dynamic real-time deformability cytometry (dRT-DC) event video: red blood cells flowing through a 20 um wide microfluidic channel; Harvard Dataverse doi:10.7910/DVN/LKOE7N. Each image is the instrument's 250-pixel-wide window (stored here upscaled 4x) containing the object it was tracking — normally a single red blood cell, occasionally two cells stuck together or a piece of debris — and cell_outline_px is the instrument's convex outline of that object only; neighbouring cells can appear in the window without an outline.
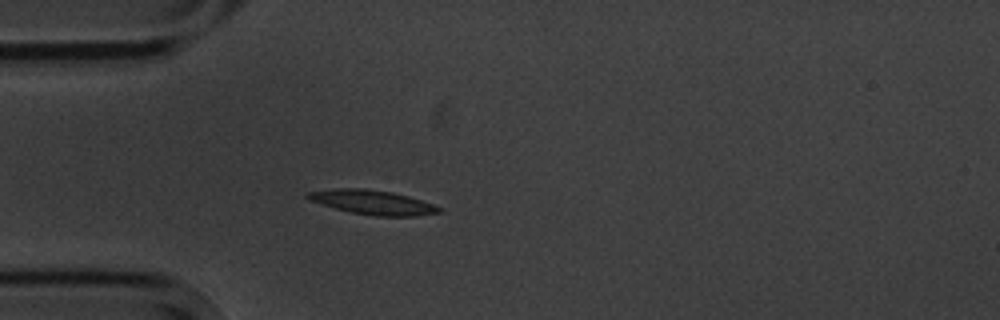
{"species": "common noctule bat (a hibernating species)", "species_latin": "Nyctalus noctula", "temperature_condition": "cold", "stored_images_in_passage": 4, "camera_frame_rate_fps": 3000, "um_per_image_px": 0.085, "animal": {"sex": "male", "body_mass_g": 20.1, "forearm_length_mm": 53.5}, "frame": {"image": 1, "passage_image": 4, "time_ms": 3.667, "image_size_px": [1000, 320], "cell_outline_px": [[444, 208], [440, 212], [416, 216], [376, 216], [352, 212], [336, 208], [312, 200], [304, 196], [304, 192], [332, 188], [364, 188], [392, 192], [408, 196]], "centroid_in_image_um": [31.67, 17.18], "position_along_channel_um": 53.3, "area_um2": 18.5}}